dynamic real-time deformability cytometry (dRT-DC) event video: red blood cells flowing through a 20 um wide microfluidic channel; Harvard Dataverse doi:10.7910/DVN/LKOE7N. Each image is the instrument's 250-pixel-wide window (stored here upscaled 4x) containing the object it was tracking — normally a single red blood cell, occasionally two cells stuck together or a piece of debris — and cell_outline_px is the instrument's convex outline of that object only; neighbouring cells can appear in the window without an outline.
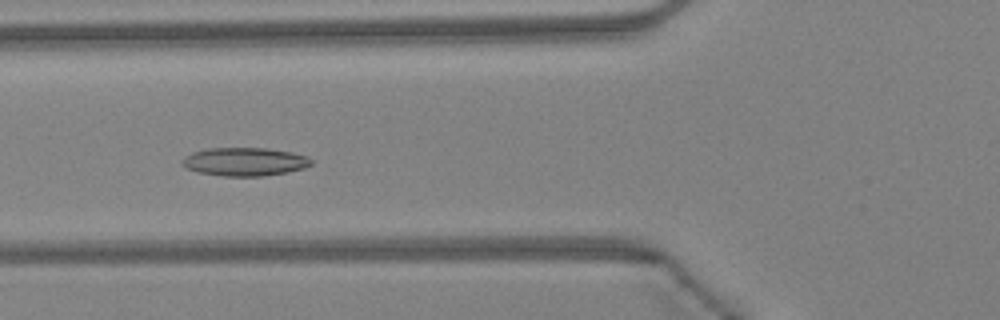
{"species": "Egyptian fruit bat (a non-hibernating species)", "species_latin": "Rousettus aegyptiacus", "temperature_condition": "warm", "stored_images_in_passage": 48, "camera_frame_rate_fps": 3000, "um_per_image_px": 0.085, "animal": {"sex": "female"}, "frame": {"image": 1, "passage_image": 18, "time_ms": 5.667, "image_size_px": [1000, 320], "cell_outline_px": [[312, 164], [304, 168], [288, 172], [264, 176], [224, 176], [196, 172], [184, 168], [180, 164], [180, 160], [184, 156], [192, 152], [208, 148], [268, 148], [292, 152], [308, 156], [312, 160]], "centroid_in_image_um": [20.76, 13.74], "position_along_channel_um": 105.0, "area_um2": 21.68}}
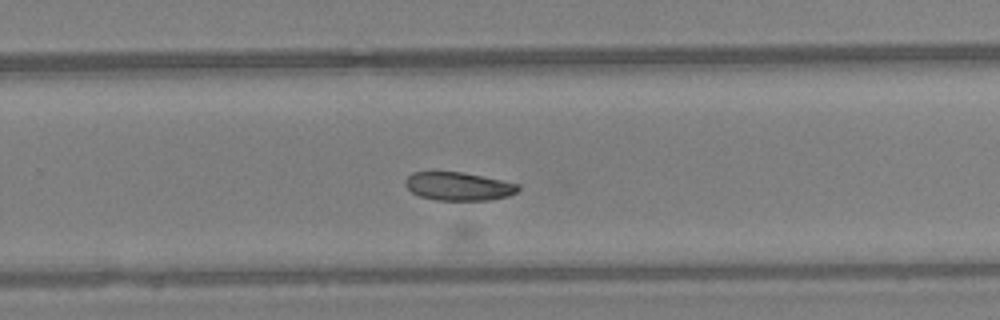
{"frame": {"image": 2, "passage_image": 31, "time_ms": 10.0, "image_size_px": [1000, 320], "cell_outline_px": [[520, 188], [516, 192], [508, 196], [488, 200], [436, 200], [420, 196], [412, 192], [404, 184], [404, 180], [412, 172], [460, 172], [520, 184]], "centroid_in_image_um": [38.95, 15.84], "position_along_channel_um": 290.8, "area_um2": 18.44}}
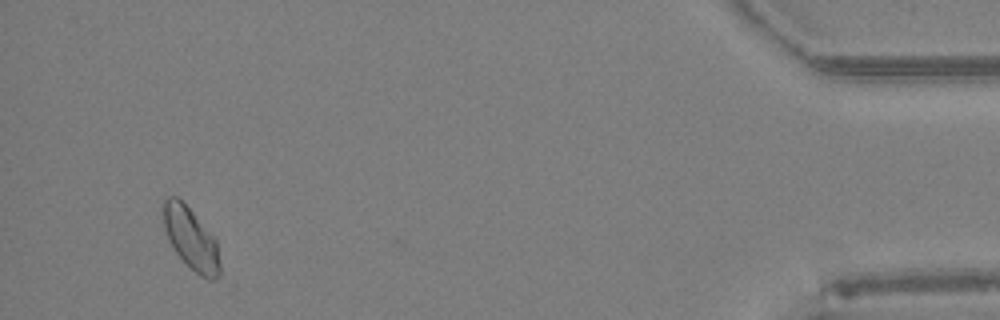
{"frame": {"image": 3, "passage_image": 45, "time_ms": 14.667, "image_size_px": [1000, 320], "cell_outline_px": [[220, 276], [212, 280], [208, 280], [200, 276], [176, 252], [168, 240], [164, 228], [160, 212], [160, 204], [168, 196], [176, 196], [192, 212], [216, 240], [220, 264]], "centroid_in_image_um": [16.18, 20.25], "position_along_channel_um": 419.0, "area_um2": 20.4}}